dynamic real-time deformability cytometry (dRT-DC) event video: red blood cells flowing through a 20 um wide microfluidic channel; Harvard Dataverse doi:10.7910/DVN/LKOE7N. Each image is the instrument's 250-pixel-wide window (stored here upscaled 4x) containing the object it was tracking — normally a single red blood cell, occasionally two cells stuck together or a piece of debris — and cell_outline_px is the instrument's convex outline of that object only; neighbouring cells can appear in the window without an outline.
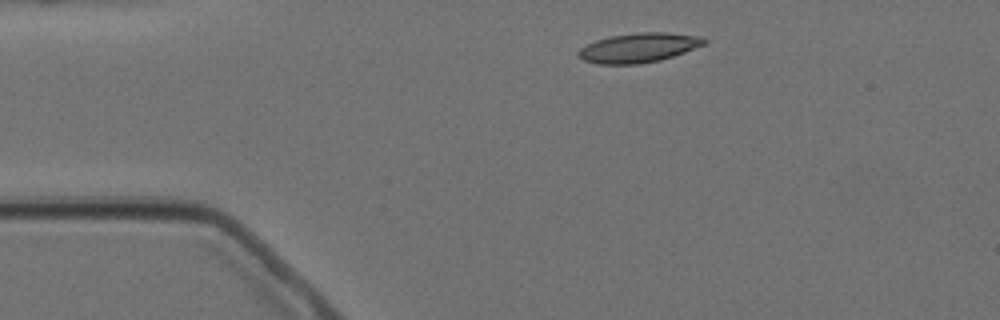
{"species": "Egyptian fruit bat (a non-hibernating species)", "species_latin": "Rousettus aegyptiacus", "temperature_condition": "cold", "stored_images_in_passage": 5, "camera_frame_rate_fps": 3000, "um_per_image_px": 0.085, "animal": {"sex": "female"}, "frame": {"image": 1, "passage_image": 1, "time_ms": 0.0, "image_size_px": [1000, 320], "cell_outline_px": [[708, 40], [704, 44], [684, 52], [660, 60], [640, 64], [596, 64], [584, 60], [576, 52], [580, 48], [596, 40], [612, 36], [636, 32], [668, 32], [700, 36]], "centroid_in_image_um": [54.29, 4.05], "position_along_channel_um": 30.7, "area_um2": 21.5}}
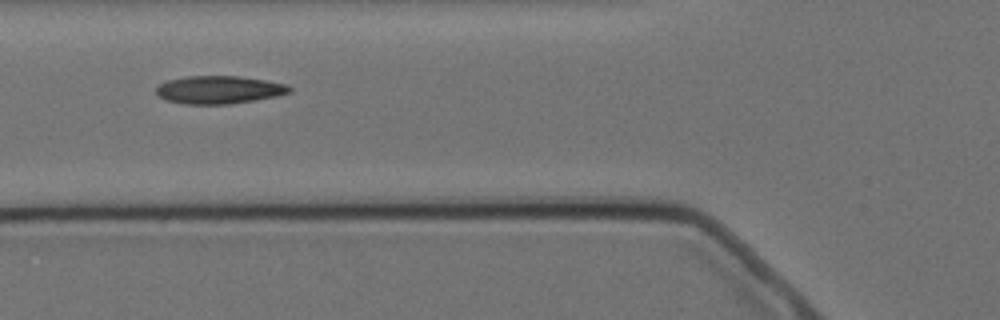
{"frame": {"image": 2, "passage_image": 4, "time_ms": 3.333, "image_size_px": [1000, 320], "cell_outline_px": [[292, 92], [276, 96], [228, 104], [184, 104], [164, 100], [156, 92], [156, 88], [160, 84], [168, 80], [184, 76], [240, 76], [288, 84], [292, 88]], "centroid_in_image_um": [18.61, 7.62], "position_along_channel_um": 107.2, "area_um2": 21.68}}
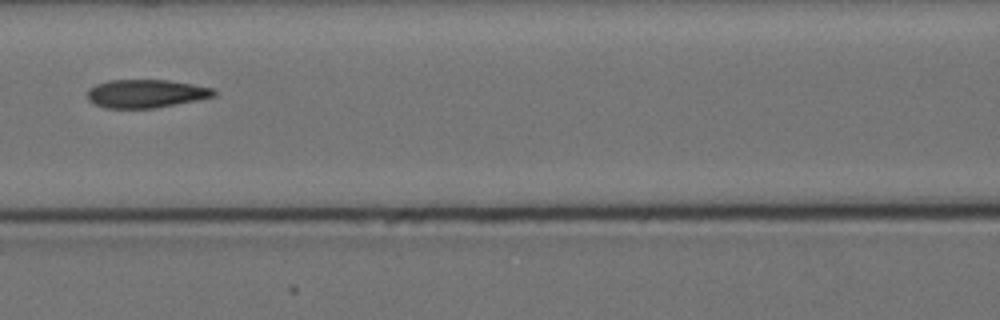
{"frame": {"image": 3, "passage_image": 5, "time_ms": 4.667, "image_size_px": [1000, 320], "cell_outline_px": [[216, 96], [196, 100], [152, 108], [108, 108], [96, 104], [88, 100], [88, 88], [96, 84], [108, 80], [168, 80], [192, 84], [212, 88], [216, 92]], "centroid_in_image_um": [12.39, 7.95], "position_along_channel_um": 154.2, "area_um2": 20.63}}